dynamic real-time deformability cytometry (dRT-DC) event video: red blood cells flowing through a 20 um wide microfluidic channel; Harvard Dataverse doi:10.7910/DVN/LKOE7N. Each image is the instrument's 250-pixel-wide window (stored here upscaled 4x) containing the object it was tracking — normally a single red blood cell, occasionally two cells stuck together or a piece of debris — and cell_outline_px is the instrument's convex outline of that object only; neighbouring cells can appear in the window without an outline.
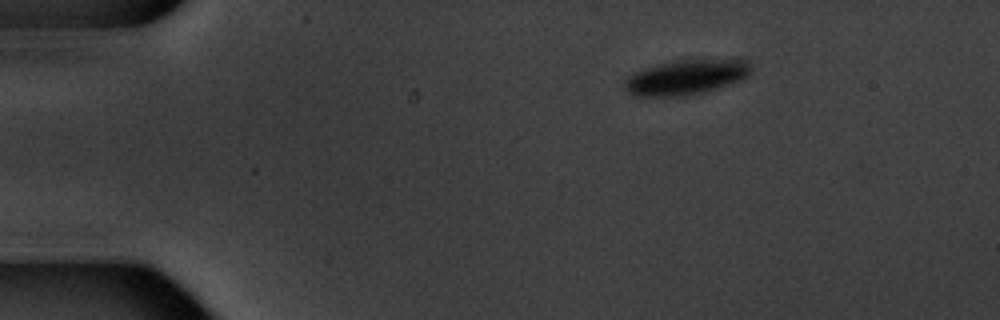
{"species": "common noctule bat (a hibernating species)", "species_latin": "Nyctalus noctula", "temperature_condition": "warm", "stored_images_in_passage": 3, "camera_frame_rate_fps": 3000, "um_per_image_px": 0.085, "animal": {"sex": "male", "body_mass_g": 20.1, "forearm_length_mm": 53.5}, "frame": {"image": 1, "passage_image": 1, "time_ms": 0.0, "image_size_px": [1000, 320], "cell_outline_px": [[752, 68], [748, 76], [740, 80], [704, 92], [680, 96], [632, 96], [624, 88], [624, 80], [628, 76], [644, 68], [676, 60], [732, 56], [744, 56], [748, 60]], "centroid_in_image_um": [58.42, 6.5], "position_along_channel_um": 26.6, "area_um2": 26.65}}